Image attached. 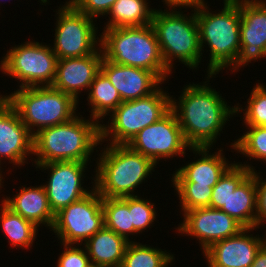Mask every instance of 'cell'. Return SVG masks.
Wrapping results in <instances>:
<instances>
[{"instance_id": "1", "label": "cell", "mask_w": 266, "mask_h": 267, "mask_svg": "<svg viewBox=\"0 0 266 267\" xmlns=\"http://www.w3.org/2000/svg\"><path fill=\"white\" fill-rule=\"evenodd\" d=\"M213 77L207 75L203 85L186 84L179 101L171 96V110L191 147H212L229 118L236 115V106H228L222 94L208 85Z\"/></svg>"}, {"instance_id": "2", "label": "cell", "mask_w": 266, "mask_h": 267, "mask_svg": "<svg viewBox=\"0 0 266 267\" xmlns=\"http://www.w3.org/2000/svg\"><path fill=\"white\" fill-rule=\"evenodd\" d=\"M76 115L70 121L46 127L33 135L35 164L78 161L91 162V154L101 144V123Z\"/></svg>"}, {"instance_id": "3", "label": "cell", "mask_w": 266, "mask_h": 267, "mask_svg": "<svg viewBox=\"0 0 266 267\" xmlns=\"http://www.w3.org/2000/svg\"><path fill=\"white\" fill-rule=\"evenodd\" d=\"M224 8L210 12L204 1L196 5L201 51L208 45L210 60L207 75L231 68L240 51V0H223Z\"/></svg>"}, {"instance_id": "4", "label": "cell", "mask_w": 266, "mask_h": 267, "mask_svg": "<svg viewBox=\"0 0 266 267\" xmlns=\"http://www.w3.org/2000/svg\"><path fill=\"white\" fill-rule=\"evenodd\" d=\"M103 57L113 63L152 71L164 84L171 72L164 63L152 25L104 29Z\"/></svg>"}, {"instance_id": "5", "label": "cell", "mask_w": 266, "mask_h": 267, "mask_svg": "<svg viewBox=\"0 0 266 267\" xmlns=\"http://www.w3.org/2000/svg\"><path fill=\"white\" fill-rule=\"evenodd\" d=\"M101 151L96 160L94 184L102 197L135 196L134 190L155 171L156 164L151 159L127 144H107Z\"/></svg>"}, {"instance_id": "6", "label": "cell", "mask_w": 266, "mask_h": 267, "mask_svg": "<svg viewBox=\"0 0 266 267\" xmlns=\"http://www.w3.org/2000/svg\"><path fill=\"white\" fill-rule=\"evenodd\" d=\"M168 9V10H167ZM171 9V11H170ZM176 9V10H175ZM155 9L151 25L155 31L161 54L167 68L172 71L173 61H181L190 69H197L202 59L196 6L190 14H184L181 7Z\"/></svg>"}, {"instance_id": "7", "label": "cell", "mask_w": 266, "mask_h": 267, "mask_svg": "<svg viewBox=\"0 0 266 267\" xmlns=\"http://www.w3.org/2000/svg\"><path fill=\"white\" fill-rule=\"evenodd\" d=\"M0 97H6L16 108L32 135L43 128L68 122L78 114L79 102L52 86L19 88Z\"/></svg>"}, {"instance_id": "8", "label": "cell", "mask_w": 266, "mask_h": 267, "mask_svg": "<svg viewBox=\"0 0 266 267\" xmlns=\"http://www.w3.org/2000/svg\"><path fill=\"white\" fill-rule=\"evenodd\" d=\"M170 96L159 87L147 97L123 101L109 115L108 123L100 125L101 143L128 144L142 129L157 122L171 110Z\"/></svg>"}, {"instance_id": "9", "label": "cell", "mask_w": 266, "mask_h": 267, "mask_svg": "<svg viewBox=\"0 0 266 267\" xmlns=\"http://www.w3.org/2000/svg\"><path fill=\"white\" fill-rule=\"evenodd\" d=\"M58 58L50 44L27 41L7 50L0 61V70L19 80L18 88L51 86L56 75Z\"/></svg>"}, {"instance_id": "10", "label": "cell", "mask_w": 266, "mask_h": 267, "mask_svg": "<svg viewBox=\"0 0 266 267\" xmlns=\"http://www.w3.org/2000/svg\"><path fill=\"white\" fill-rule=\"evenodd\" d=\"M57 14L51 48L58 60L85 57L100 47L101 38L97 36L99 30L95 27L94 18L81 13L71 2L61 5Z\"/></svg>"}, {"instance_id": "11", "label": "cell", "mask_w": 266, "mask_h": 267, "mask_svg": "<svg viewBox=\"0 0 266 267\" xmlns=\"http://www.w3.org/2000/svg\"><path fill=\"white\" fill-rule=\"evenodd\" d=\"M103 226L102 196L94 188L82 199L55 213L51 231L61 244L82 245Z\"/></svg>"}, {"instance_id": "12", "label": "cell", "mask_w": 266, "mask_h": 267, "mask_svg": "<svg viewBox=\"0 0 266 267\" xmlns=\"http://www.w3.org/2000/svg\"><path fill=\"white\" fill-rule=\"evenodd\" d=\"M133 151L151 159L156 165L163 158L186 156L187 143L175 113L170 110L157 122L142 129L128 144Z\"/></svg>"}, {"instance_id": "13", "label": "cell", "mask_w": 266, "mask_h": 267, "mask_svg": "<svg viewBox=\"0 0 266 267\" xmlns=\"http://www.w3.org/2000/svg\"><path fill=\"white\" fill-rule=\"evenodd\" d=\"M40 170L50 171L48 182L43 184L47 192L48 202L53 213H57L60 209L76 202L95 188V178L93 179V187L84 188L83 181L86 177L84 172L87 163L78 161L51 162L45 164H35ZM51 173V174H50Z\"/></svg>"}, {"instance_id": "14", "label": "cell", "mask_w": 266, "mask_h": 267, "mask_svg": "<svg viewBox=\"0 0 266 267\" xmlns=\"http://www.w3.org/2000/svg\"><path fill=\"white\" fill-rule=\"evenodd\" d=\"M183 222L174 228L180 235L194 237L204 252L213 243L236 235L244 227L220 209L194 208L183 214Z\"/></svg>"}, {"instance_id": "15", "label": "cell", "mask_w": 266, "mask_h": 267, "mask_svg": "<svg viewBox=\"0 0 266 267\" xmlns=\"http://www.w3.org/2000/svg\"><path fill=\"white\" fill-rule=\"evenodd\" d=\"M240 51L231 73L266 58V2L240 0ZM239 68V69H238Z\"/></svg>"}, {"instance_id": "16", "label": "cell", "mask_w": 266, "mask_h": 267, "mask_svg": "<svg viewBox=\"0 0 266 267\" xmlns=\"http://www.w3.org/2000/svg\"><path fill=\"white\" fill-rule=\"evenodd\" d=\"M30 154L33 155V135L16 108L6 97H0V165L7 159L12 165L22 166Z\"/></svg>"}, {"instance_id": "17", "label": "cell", "mask_w": 266, "mask_h": 267, "mask_svg": "<svg viewBox=\"0 0 266 267\" xmlns=\"http://www.w3.org/2000/svg\"><path fill=\"white\" fill-rule=\"evenodd\" d=\"M255 229L243 228L236 235L213 243L203 252L208 267H250L262 247L259 235L249 234Z\"/></svg>"}, {"instance_id": "18", "label": "cell", "mask_w": 266, "mask_h": 267, "mask_svg": "<svg viewBox=\"0 0 266 267\" xmlns=\"http://www.w3.org/2000/svg\"><path fill=\"white\" fill-rule=\"evenodd\" d=\"M102 60L101 46L85 57L59 59L55 79L51 86L71 95L79 102L80 92L89 91L94 78L101 71Z\"/></svg>"}, {"instance_id": "19", "label": "cell", "mask_w": 266, "mask_h": 267, "mask_svg": "<svg viewBox=\"0 0 266 267\" xmlns=\"http://www.w3.org/2000/svg\"><path fill=\"white\" fill-rule=\"evenodd\" d=\"M101 71L116 88L122 101L147 97L163 83L152 71L116 64L104 57Z\"/></svg>"}, {"instance_id": "20", "label": "cell", "mask_w": 266, "mask_h": 267, "mask_svg": "<svg viewBox=\"0 0 266 267\" xmlns=\"http://www.w3.org/2000/svg\"><path fill=\"white\" fill-rule=\"evenodd\" d=\"M201 158L187 163L172 174L171 182H196V185L213 187L222 175L235 163H228L222 149L209 153L211 147H191L190 151Z\"/></svg>"}, {"instance_id": "21", "label": "cell", "mask_w": 266, "mask_h": 267, "mask_svg": "<svg viewBox=\"0 0 266 267\" xmlns=\"http://www.w3.org/2000/svg\"><path fill=\"white\" fill-rule=\"evenodd\" d=\"M16 195L4 197L2 202L13 212L20 214L24 219L33 222L37 227L44 225L51 229L55 214L50 208L47 192L43 185L20 187Z\"/></svg>"}, {"instance_id": "22", "label": "cell", "mask_w": 266, "mask_h": 267, "mask_svg": "<svg viewBox=\"0 0 266 267\" xmlns=\"http://www.w3.org/2000/svg\"><path fill=\"white\" fill-rule=\"evenodd\" d=\"M128 241L103 226L83 243L92 266L120 267Z\"/></svg>"}, {"instance_id": "23", "label": "cell", "mask_w": 266, "mask_h": 267, "mask_svg": "<svg viewBox=\"0 0 266 267\" xmlns=\"http://www.w3.org/2000/svg\"><path fill=\"white\" fill-rule=\"evenodd\" d=\"M257 188L255 171L230 194L221 211L238 221L244 228H256Z\"/></svg>"}, {"instance_id": "24", "label": "cell", "mask_w": 266, "mask_h": 267, "mask_svg": "<svg viewBox=\"0 0 266 267\" xmlns=\"http://www.w3.org/2000/svg\"><path fill=\"white\" fill-rule=\"evenodd\" d=\"M148 0H117L107 15L103 29L150 25L155 8H150Z\"/></svg>"}, {"instance_id": "25", "label": "cell", "mask_w": 266, "mask_h": 267, "mask_svg": "<svg viewBox=\"0 0 266 267\" xmlns=\"http://www.w3.org/2000/svg\"><path fill=\"white\" fill-rule=\"evenodd\" d=\"M87 101L91 107L90 118L102 122L101 124H103L101 119L109 116L123 102L116 88L102 71L90 85Z\"/></svg>"}, {"instance_id": "26", "label": "cell", "mask_w": 266, "mask_h": 267, "mask_svg": "<svg viewBox=\"0 0 266 267\" xmlns=\"http://www.w3.org/2000/svg\"><path fill=\"white\" fill-rule=\"evenodd\" d=\"M0 227L12 247L29 249L37 238L38 227L20 214L13 212L1 201Z\"/></svg>"}, {"instance_id": "27", "label": "cell", "mask_w": 266, "mask_h": 267, "mask_svg": "<svg viewBox=\"0 0 266 267\" xmlns=\"http://www.w3.org/2000/svg\"><path fill=\"white\" fill-rule=\"evenodd\" d=\"M102 209L104 226L124 237L128 242H132L129 236L134 234V226L131 212H129V196L120 198L102 197Z\"/></svg>"}, {"instance_id": "28", "label": "cell", "mask_w": 266, "mask_h": 267, "mask_svg": "<svg viewBox=\"0 0 266 267\" xmlns=\"http://www.w3.org/2000/svg\"><path fill=\"white\" fill-rule=\"evenodd\" d=\"M174 255L162 249L129 242L120 267H169Z\"/></svg>"}, {"instance_id": "29", "label": "cell", "mask_w": 266, "mask_h": 267, "mask_svg": "<svg viewBox=\"0 0 266 267\" xmlns=\"http://www.w3.org/2000/svg\"><path fill=\"white\" fill-rule=\"evenodd\" d=\"M255 167L250 164L234 163L212 188L210 207L221 209L230 194L252 173Z\"/></svg>"}, {"instance_id": "30", "label": "cell", "mask_w": 266, "mask_h": 267, "mask_svg": "<svg viewBox=\"0 0 266 267\" xmlns=\"http://www.w3.org/2000/svg\"><path fill=\"white\" fill-rule=\"evenodd\" d=\"M247 132L243 133L230 145L236 153H242L251 160L266 162V128L262 126H245Z\"/></svg>"}, {"instance_id": "31", "label": "cell", "mask_w": 266, "mask_h": 267, "mask_svg": "<svg viewBox=\"0 0 266 267\" xmlns=\"http://www.w3.org/2000/svg\"><path fill=\"white\" fill-rule=\"evenodd\" d=\"M172 184L179 195L182 214L194 208L210 207L213 187L196 185V182H172Z\"/></svg>"}, {"instance_id": "32", "label": "cell", "mask_w": 266, "mask_h": 267, "mask_svg": "<svg viewBox=\"0 0 266 267\" xmlns=\"http://www.w3.org/2000/svg\"><path fill=\"white\" fill-rule=\"evenodd\" d=\"M251 90L246 108L234 104L235 112L236 114L243 112L244 125L263 126L266 123V85L258 82Z\"/></svg>"}, {"instance_id": "33", "label": "cell", "mask_w": 266, "mask_h": 267, "mask_svg": "<svg viewBox=\"0 0 266 267\" xmlns=\"http://www.w3.org/2000/svg\"><path fill=\"white\" fill-rule=\"evenodd\" d=\"M129 212H131L134 234H140L152 226L157 216L154 203L137 194L129 196Z\"/></svg>"}, {"instance_id": "34", "label": "cell", "mask_w": 266, "mask_h": 267, "mask_svg": "<svg viewBox=\"0 0 266 267\" xmlns=\"http://www.w3.org/2000/svg\"><path fill=\"white\" fill-rule=\"evenodd\" d=\"M61 245H63L64 250L58 258L57 267H91V262L84 246L81 248L82 245Z\"/></svg>"}, {"instance_id": "35", "label": "cell", "mask_w": 266, "mask_h": 267, "mask_svg": "<svg viewBox=\"0 0 266 267\" xmlns=\"http://www.w3.org/2000/svg\"><path fill=\"white\" fill-rule=\"evenodd\" d=\"M116 1L117 0H72L71 3L81 13L94 19H98L101 15H107Z\"/></svg>"}, {"instance_id": "36", "label": "cell", "mask_w": 266, "mask_h": 267, "mask_svg": "<svg viewBox=\"0 0 266 267\" xmlns=\"http://www.w3.org/2000/svg\"><path fill=\"white\" fill-rule=\"evenodd\" d=\"M259 174L260 172L255 171L257 188L256 228L258 229L259 227H261V225H263V223L266 222V178L263 180V178Z\"/></svg>"}, {"instance_id": "37", "label": "cell", "mask_w": 266, "mask_h": 267, "mask_svg": "<svg viewBox=\"0 0 266 267\" xmlns=\"http://www.w3.org/2000/svg\"><path fill=\"white\" fill-rule=\"evenodd\" d=\"M205 0H163L164 5L166 4V6L168 7H195L196 5L201 4L202 2H204Z\"/></svg>"}, {"instance_id": "38", "label": "cell", "mask_w": 266, "mask_h": 267, "mask_svg": "<svg viewBox=\"0 0 266 267\" xmlns=\"http://www.w3.org/2000/svg\"><path fill=\"white\" fill-rule=\"evenodd\" d=\"M250 267H266V250L264 248L261 247L257 252L255 260Z\"/></svg>"}, {"instance_id": "39", "label": "cell", "mask_w": 266, "mask_h": 267, "mask_svg": "<svg viewBox=\"0 0 266 267\" xmlns=\"http://www.w3.org/2000/svg\"><path fill=\"white\" fill-rule=\"evenodd\" d=\"M265 235H266V233L264 234V238H263V236H261L260 239H261L262 248H264L266 250V237H265Z\"/></svg>"}, {"instance_id": "40", "label": "cell", "mask_w": 266, "mask_h": 267, "mask_svg": "<svg viewBox=\"0 0 266 267\" xmlns=\"http://www.w3.org/2000/svg\"><path fill=\"white\" fill-rule=\"evenodd\" d=\"M2 172L3 171H0V188H2V187H4L3 186V184L2 183H4V182H2L4 179H3V176H2ZM1 190V189H0Z\"/></svg>"}]
</instances>
